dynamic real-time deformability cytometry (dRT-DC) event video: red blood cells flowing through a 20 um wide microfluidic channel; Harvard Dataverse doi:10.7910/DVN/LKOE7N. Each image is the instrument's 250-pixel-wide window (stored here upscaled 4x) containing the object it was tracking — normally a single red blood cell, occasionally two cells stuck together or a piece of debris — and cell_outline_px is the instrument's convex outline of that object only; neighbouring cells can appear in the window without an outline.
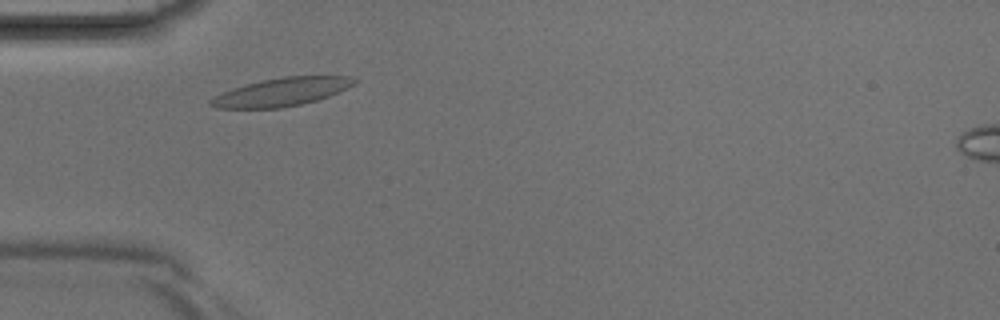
{"species": "Egyptian fruit bat (a non-hibernating species)", "species_latin": "Rousettus aegyptiacus", "temperature_condition": "room temperature", "stored_images_in_passage": 32, "camera_frame_rate_fps": 3000, "um_per_image_px": 0.085, "animal": {"sex": "male"}, "frame": {"image": 1, "passage_image": 3, "time_ms": 0.667, "image_size_px": [1000, 320], "cell_outline_px": [[360, 80], [356, 84], [348, 88], [328, 96], [316, 100], [300, 104], [280, 108], [216, 108], [208, 104], [208, 100], [232, 88], [244, 84], [284, 76], [352, 76]], "centroid_in_image_um": [23.97, 7.81], "position_along_channel_um": 61.0, "area_um2": 23.58}}
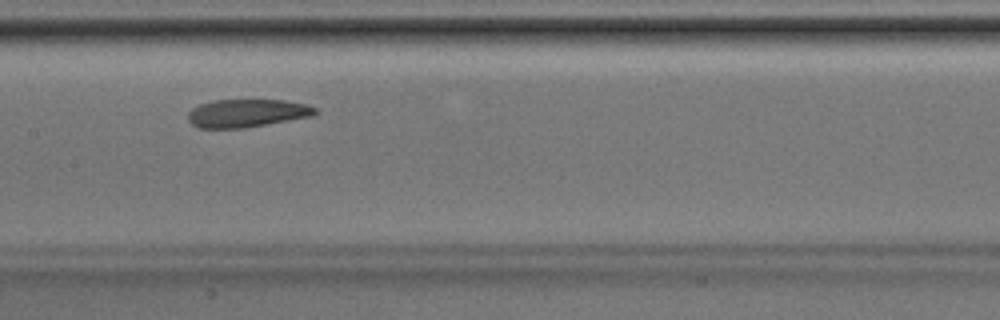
{"frame": {"image": 2, "passage_image": 11, "time_ms": 3.333, "image_size_px": [1000, 320], "cell_outline_px": [[316, 112], [312, 116], [240, 128], [200, 128], [192, 124], [188, 120], [188, 112], [192, 108], [200, 104], [212, 100], [284, 100], [308, 104], [316, 108]], "centroid_in_image_um": [20.96, 9.6], "position_along_channel_um": 186.4, "area_um2": 20.58}}
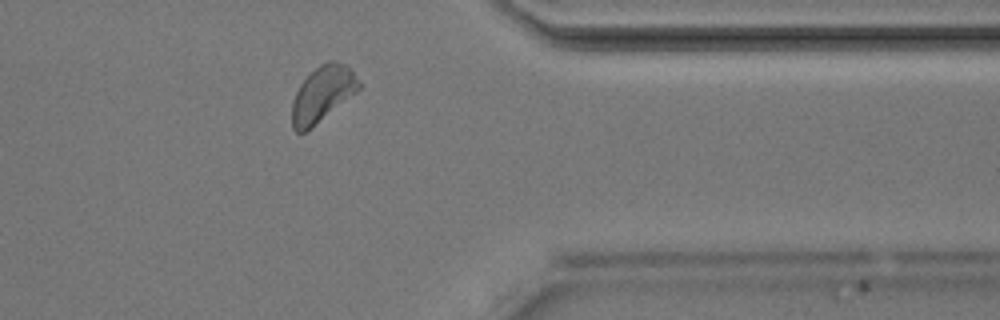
{"frame": {"image": 3, "passage_image": 24, "time_ms": 7.667, "image_size_px": [1000, 320], "cell_outline_px": [[364, 84], [356, 92], [304, 132], [296, 132], [292, 128], [292, 100], [300, 84], [320, 64], [328, 60], [332, 60], [348, 64]], "centroid_in_image_um": [27.45, 7.93], "position_along_channel_um": 384.0, "area_um2": 21.5}}